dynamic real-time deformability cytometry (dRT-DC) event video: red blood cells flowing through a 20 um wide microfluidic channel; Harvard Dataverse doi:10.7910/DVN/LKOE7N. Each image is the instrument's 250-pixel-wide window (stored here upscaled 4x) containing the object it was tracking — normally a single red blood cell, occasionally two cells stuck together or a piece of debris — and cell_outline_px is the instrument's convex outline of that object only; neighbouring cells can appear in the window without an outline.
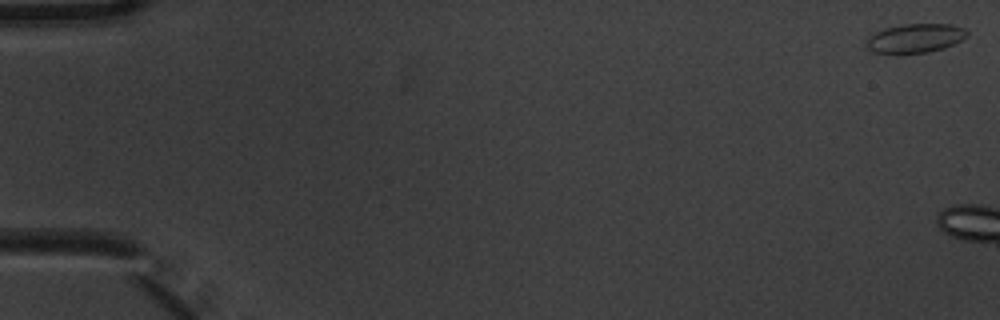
{"species": "common noctule bat (a hibernating species)", "species_latin": "Nyctalus noctula", "temperature_condition": "warm", "stored_images_in_passage": 8, "camera_frame_rate_fps": 3000, "um_per_image_px": 0.085, "animal": {"sex": "male", "body_mass_g": 20.1, "forearm_length_mm": 53.5}, "frame": {"image": 1, "passage_image": 1, "time_ms": 0.0, "image_size_px": [1000, 320], "cell_outline_px": [[968, 36], [944, 48], [928, 52], [872, 52], [864, 48], [864, 44], [868, 36], [884, 28], [900, 24], [952, 24], [964, 28], [968, 32]], "centroid_in_image_um": [77.75, 3.23], "position_along_channel_um": 7.2, "area_um2": 16.99}}